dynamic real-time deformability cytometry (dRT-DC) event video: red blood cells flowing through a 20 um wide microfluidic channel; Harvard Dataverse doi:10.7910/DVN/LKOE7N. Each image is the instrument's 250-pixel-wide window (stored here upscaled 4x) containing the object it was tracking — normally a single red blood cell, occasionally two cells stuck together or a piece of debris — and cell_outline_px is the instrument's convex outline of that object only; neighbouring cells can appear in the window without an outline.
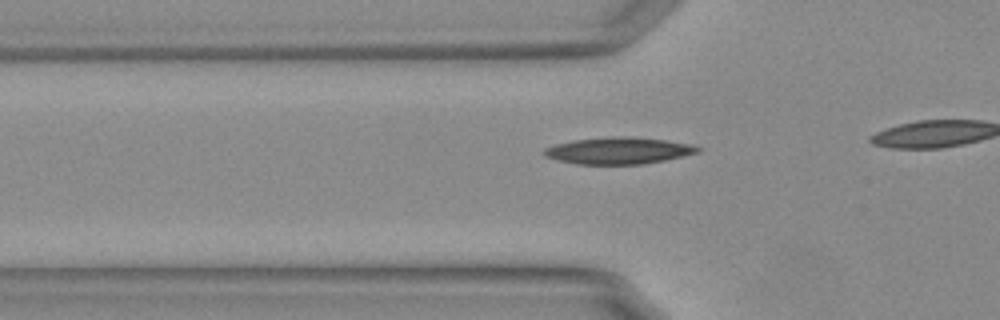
{"species": "Egyptian fruit bat (a non-hibernating species)", "species_latin": "Rousettus aegyptiacus", "temperature_condition": "warm", "stored_images_in_passage": 12, "camera_frame_rate_fps": 3000, "um_per_image_px": 0.085, "animal": {"sex": "female"}, "frame": {"image": 1, "passage_image": 6, "time_ms": 1.667, "image_size_px": [1000, 320], "cell_outline_px": [[700, 152], [664, 160], [644, 164], [576, 164], [556, 160], [544, 156], [540, 152], [544, 148], [556, 144], [572, 140], [612, 136], [632, 136], [664, 140], [692, 144], [700, 148]], "centroid_in_image_um": [52.52, 12.8], "position_along_channel_um": 73.3, "area_um2": 24.1}}
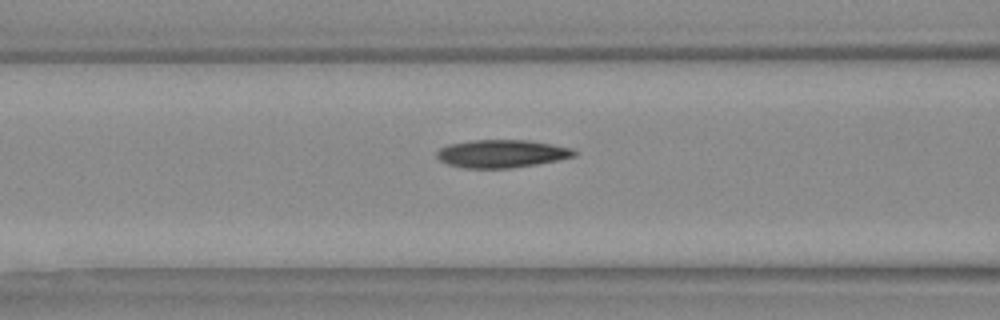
{"frame": {"image": 2, "passage_image": 10, "time_ms": 3.0, "image_size_px": [1000, 320], "cell_outline_px": [[576, 156], [536, 164], [508, 168], [464, 168], [448, 164], [440, 160], [436, 156], [436, 152], [440, 148], [448, 144], [472, 140], [528, 140], [552, 144], [572, 148], [576, 152]], "centroid_in_image_um": [42.62, 13.05], "position_along_channel_um": 124.0, "area_um2": 22.25}}